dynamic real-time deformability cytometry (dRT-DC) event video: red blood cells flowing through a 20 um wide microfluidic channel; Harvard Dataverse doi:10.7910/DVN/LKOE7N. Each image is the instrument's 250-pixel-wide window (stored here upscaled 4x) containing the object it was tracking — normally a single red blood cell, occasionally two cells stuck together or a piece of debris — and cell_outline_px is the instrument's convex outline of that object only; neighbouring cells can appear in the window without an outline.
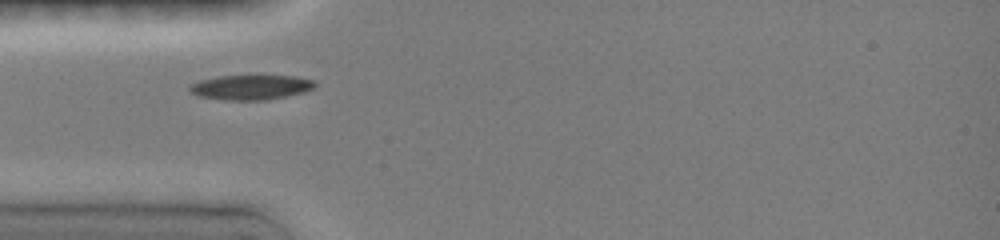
{"species": "common noctule bat (a hibernating species)", "species_latin": "Nyctalus noctula", "temperature_condition": "room temperature", "stored_images_in_passage": 2, "camera_frame_rate_fps": 3000, "um_per_image_px": 0.085, "animal": {"sex": "female", "body_mass_g": 19.0, "forearm_length_mm": 51.5}, "frame": {"image": 1, "passage_image": 1, "time_ms": 0.0, "image_size_px": [1000, 240], "cell_outline_px": [[316, 84], [312, 88], [304, 92], [264, 100], [228, 100], [200, 96], [192, 92], [188, 88], [192, 84], [200, 80], [216, 76], [292, 76], [312, 80]], "centroid_in_image_um": [21.3, 7.41], "position_along_channel_um": 63.7, "area_um2": 17.69}}